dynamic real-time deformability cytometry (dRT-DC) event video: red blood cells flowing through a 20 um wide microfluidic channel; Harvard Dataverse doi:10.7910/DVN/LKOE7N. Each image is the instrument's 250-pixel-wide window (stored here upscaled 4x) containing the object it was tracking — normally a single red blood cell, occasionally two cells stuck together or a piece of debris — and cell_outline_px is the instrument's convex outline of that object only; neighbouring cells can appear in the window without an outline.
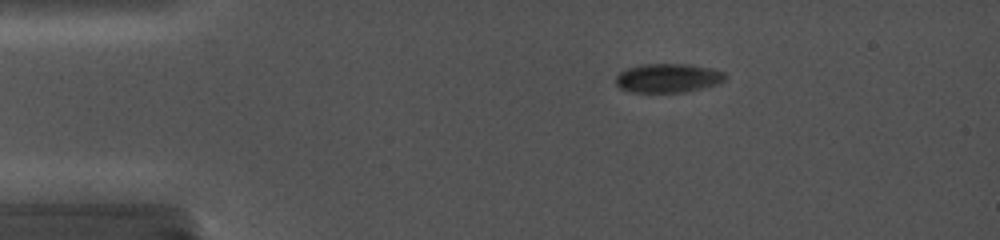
{"species": "common noctule bat (a hibernating species)", "species_latin": "Nyctalus noctula", "temperature_condition": "cold", "stored_images_in_passage": 23, "camera_frame_rate_fps": 5000, "um_per_image_px": 0.085, "animal": {"sex": "female", "body_mass_g": 19.0, "forearm_length_mm": 56.7}, "frame": {"image": 1, "passage_image": 5, "time_ms": 2.4, "image_size_px": [1000, 240], "cell_outline_px": [[728, 76], [724, 80], [716, 84], [684, 92], [628, 92], [620, 88], [616, 84], [616, 76], [620, 72], [628, 68], [644, 64], [688, 64], [712, 68], [724, 72]], "centroid_in_image_um": [56.77, 6.63], "position_along_channel_um": 28.2, "area_um2": 18.44}}
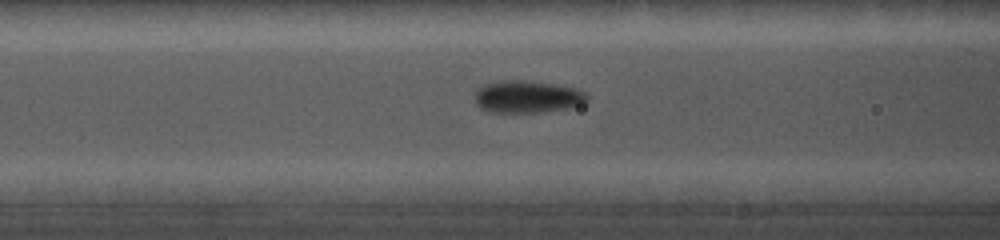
{"frame": {"image": 2, "passage_image": 12, "time_ms": 6.4, "image_size_px": [1000, 240], "cell_outline_px": [[588, 100], [572, 108], [544, 112], [492, 112], [480, 108], [476, 104], [476, 88], [484, 84], [496, 80], [524, 80], [556, 84], [576, 88], [584, 92], [588, 96]], "centroid_in_image_um": [44.82, 8.21], "position_along_channel_um": 121.8, "area_um2": 21.39}}
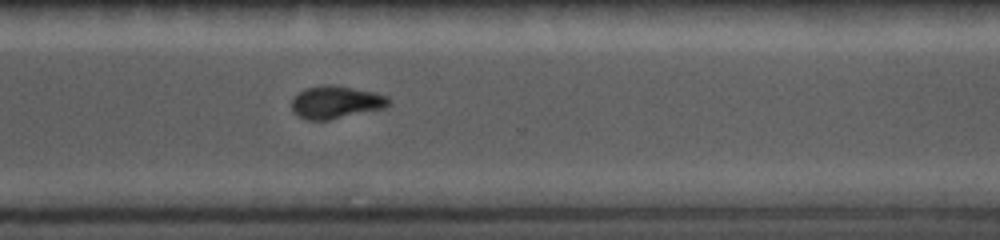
{"frame": {"image": 3, "passage_image": 22, "time_ms": 12.2, "image_size_px": [1000, 240], "cell_outline_px": [[392, 100], [384, 108], [328, 120], [308, 120], [292, 112], [292, 100], [304, 88], [320, 84], [332, 84], [376, 92], [388, 96]], "centroid_in_image_um": [28.56, 8.67], "position_along_channel_um": 342.0, "area_um2": 18.55}}